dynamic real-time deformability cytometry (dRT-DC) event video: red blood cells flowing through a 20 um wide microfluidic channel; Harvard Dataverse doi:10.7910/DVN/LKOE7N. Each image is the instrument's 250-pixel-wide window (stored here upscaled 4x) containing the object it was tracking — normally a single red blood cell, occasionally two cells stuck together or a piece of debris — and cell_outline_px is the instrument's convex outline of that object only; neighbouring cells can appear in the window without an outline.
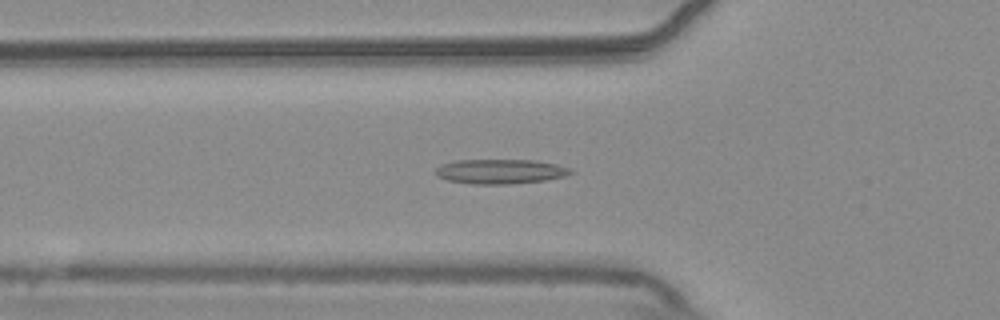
{"species": "common noctule bat (a hibernating species)", "species_latin": "Nyctalus noctula", "temperature_condition": "warm", "stored_images_in_passage": 54, "camera_frame_rate_fps": 3000, "um_per_image_px": 0.085, "animal": {"sex": "male", "body_mass_g": 20.4}, "frame": {"image": 1, "passage_image": 18, "time_ms": 5.667, "image_size_px": [1000, 320], "cell_outline_px": [[576, 172], [564, 176], [544, 180], [512, 184], [472, 184], [448, 180], [436, 176], [436, 168], [440, 164], [456, 160], [532, 160], [556, 164], [568, 168]], "centroid_in_image_um": [42.5, 14.57], "position_along_channel_um": 83.3, "area_um2": 19.36}}
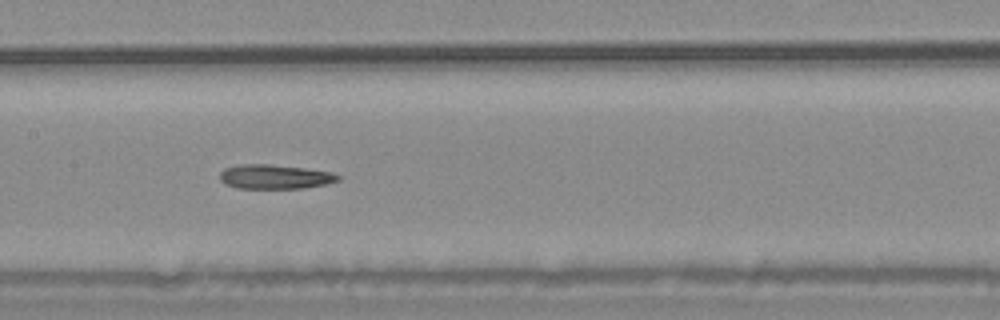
{"frame": {"image": 2, "passage_image": 26, "time_ms": 8.333, "image_size_px": [1000, 320], "cell_outline_px": [[344, 176], [340, 180], [324, 184], [304, 188], [236, 188], [224, 184], [220, 180], [220, 172], [224, 168], [244, 164], [268, 164], [304, 168], [332, 172]], "centroid_in_image_um": [23.38, 15.02], "position_along_channel_um": 184.0, "area_um2": 16.82}}
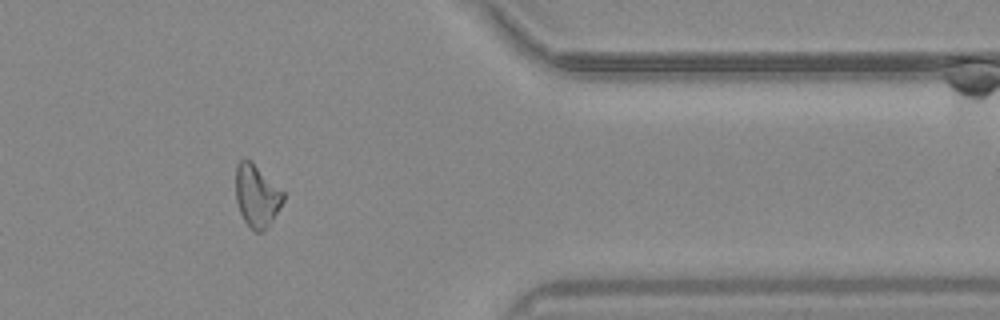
{"frame": {"image": 3, "passage_image": 44, "time_ms": 14.333, "image_size_px": [1000, 320], "cell_outline_px": [[284, 200], [272, 220], [264, 232], [256, 232], [244, 220], [240, 212], [236, 200], [236, 164], [244, 156], [284, 192]], "centroid_in_image_um": [21.81, 16.65], "position_along_channel_um": 389.6, "area_um2": 16.94}, "authors_computed_cell_mechanics": {"area_um2": 17.7446, "velocity_mm_per_s": 3.7442, "shape_relaxation_time_tau1_ms": null, "shape_relaxation_time_tau2_ms": 5.5346, "deformation_change_tau1": null, "deformation_change_tau2": 0.1605}}